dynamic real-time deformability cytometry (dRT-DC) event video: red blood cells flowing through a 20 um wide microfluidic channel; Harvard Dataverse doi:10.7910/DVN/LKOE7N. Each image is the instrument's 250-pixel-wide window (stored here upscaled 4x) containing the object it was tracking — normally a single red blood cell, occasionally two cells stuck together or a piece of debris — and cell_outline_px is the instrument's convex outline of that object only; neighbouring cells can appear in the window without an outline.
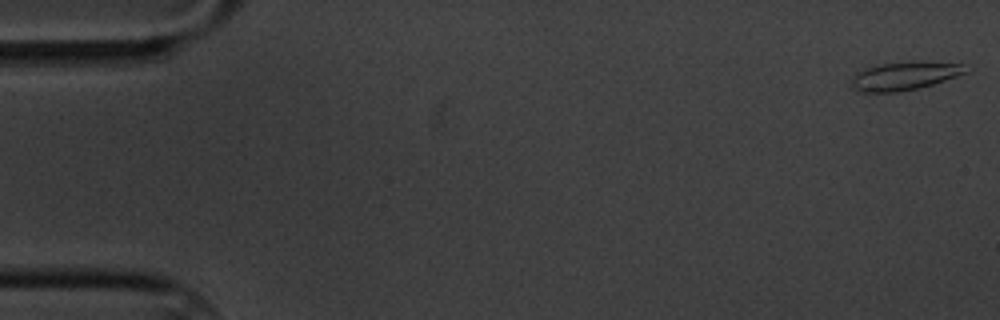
{"species": "common noctule bat (a hibernating species)", "species_latin": "Nyctalus noctula", "temperature_condition": "cold", "stored_images_in_passage": 15, "camera_frame_rate_fps": 3000, "um_per_image_px": 0.085, "animal": {"sex": "male", "body_mass_g": 20.1, "forearm_length_mm": 53.5}, "frame": {"image": 1, "passage_image": 1, "time_ms": 0.0, "image_size_px": [1000, 320], "cell_outline_px": [[972, 68], [968, 72], [932, 84], [916, 88], [896, 92], [864, 92], [856, 88], [852, 84], [852, 76], [856, 72], [864, 68], [880, 64], [912, 60], [960, 64]], "centroid_in_image_um": [76.91, 6.42], "position_along_channel_um": 8.1, "area_um2": 18.84}}
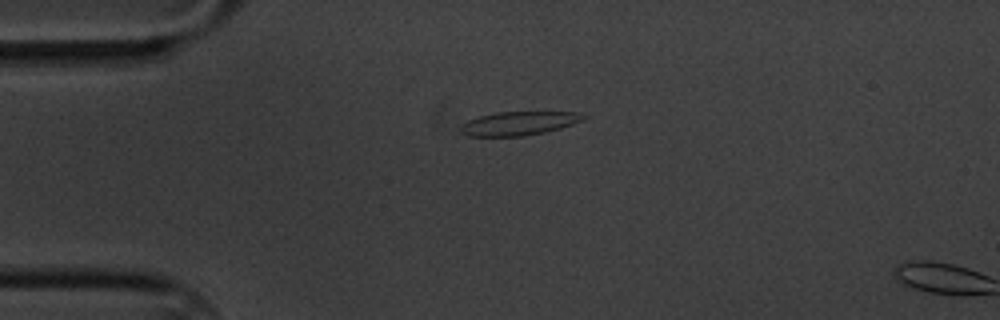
{"frame": {"image": 2, "passage_image": 14, "time_ms": 4.333, "image_size_px": [1000, 320], "cell_outline_px": [[588, 116], [572, 124], [560, 128], [544, 132], [524, 136], [468, 136], [460, 132], [460, 124], [468, 120], [480, 116], [496, 112], [576, 112]], "centroid_in_image_um": [44.04, 10.49], "position_along_channel_um": 41.0, "area_um2": 16.88}}